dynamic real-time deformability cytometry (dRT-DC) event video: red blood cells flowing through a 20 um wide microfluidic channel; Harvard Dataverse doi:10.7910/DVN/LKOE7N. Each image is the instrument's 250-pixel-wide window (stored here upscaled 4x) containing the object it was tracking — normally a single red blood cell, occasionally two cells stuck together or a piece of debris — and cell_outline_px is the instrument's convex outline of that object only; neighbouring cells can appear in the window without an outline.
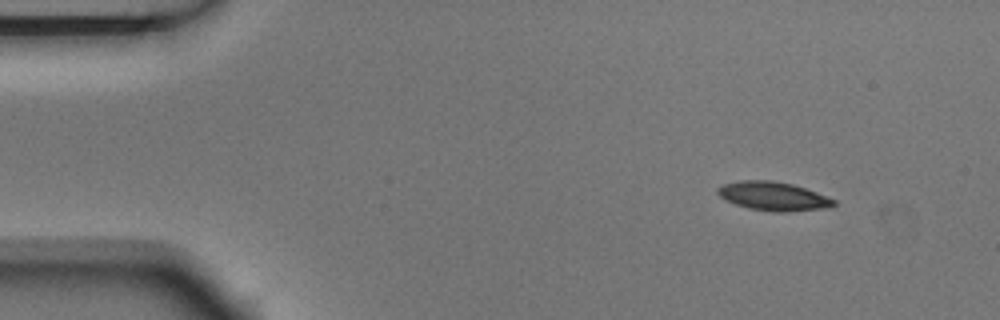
{"species": "Egyptian fruit bat (a non-hibernating species)", "species_latin": "Rousettus aegyptiacus", "temperature_condition": "room temperature", "stored_images_in_passage": 4, "camera_frame_rate_fps": 3000, "um_per_image_px": 0.085, "animal": {"sex": "male"}, "frame": {"image": 1, "passage_image": 1, "time_ms": 0.0, "image_size_px": [1000, 320], "cell_outline_px": [[836, 204], [832, 208], [784, 212], [772, 212], [748, 208], [724, 200], [716, 192], [716, 188], [724, 184], [740, 180], [772, 180], [792, 184], [816, 192], [836, 200]], "centroid_in_image_um": [65.74, 16.68], "position_along_channel_um": 19.3, "area_um2": 19.65}}
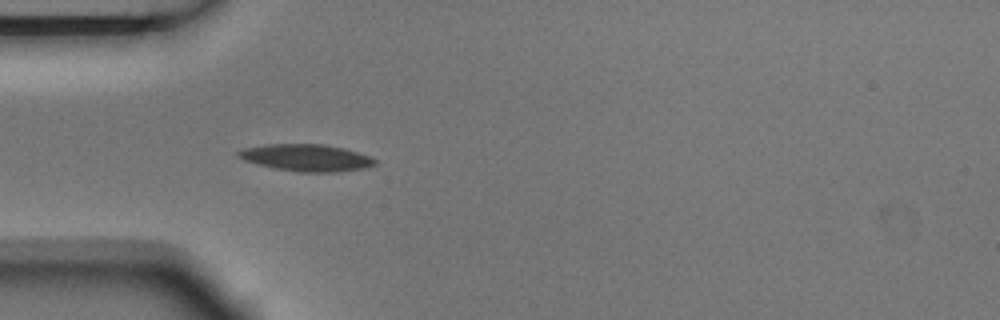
{"frame": {"image": 2, "passage_image": 4, "time_ms": 1.0, "image_size_px": [1000, 320], "cell_outline_px": [[376, 164], [364, 168], [336, 172], [296, 172], [276, 168], [244, 160], [236, 156], [236, 152], [244, 148], [264, 144], [324, 144], [344, 148], [372, 156], [376, 160]], "centroid_in_image_um": [26.06, 13.4], "position_along_channel_um": 58.9, "area_um2": 21.5}}